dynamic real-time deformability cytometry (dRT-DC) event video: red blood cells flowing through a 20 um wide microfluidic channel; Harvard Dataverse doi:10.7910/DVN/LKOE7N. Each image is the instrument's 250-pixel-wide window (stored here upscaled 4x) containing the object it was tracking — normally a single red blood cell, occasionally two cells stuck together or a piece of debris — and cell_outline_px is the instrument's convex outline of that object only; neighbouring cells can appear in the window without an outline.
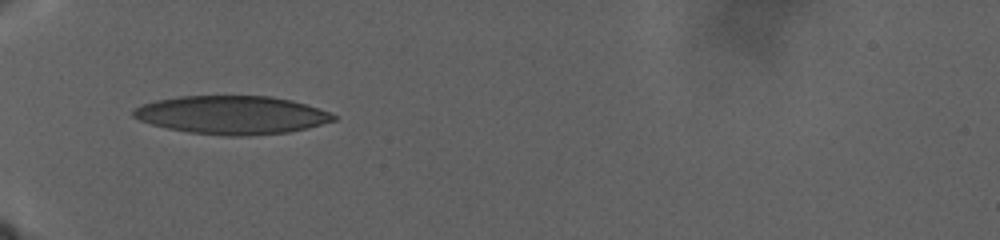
{"species": "human", "species_latin": "Homo sapiens", "temperature_condition": "warm", "stored_images_in_passage": 62, "camera_frame_rate_fps": 3000, "um_per_image_px": 0.085, "donor": {"sex": "male"}, "frame": {"image": 1, "passage_image": 1, "time_ms": 0.0, "image_size_px": [1000, 240], "cell_outline_px": [[340, 116], [336, 120], [308, 128], [288, 132], [248, 136], [224, 136], [188, 132], [168, 128], [152, 124], [140, 120], [132, 116], [132, 112], [136, 108], [144, 104], [156, 100], [180, 96], [272, 96], [292, 100]], "centroid_in_image_um": [19.73, 9.78], "position_along_channel_um": 65.3, "area_um2": 44.62}}
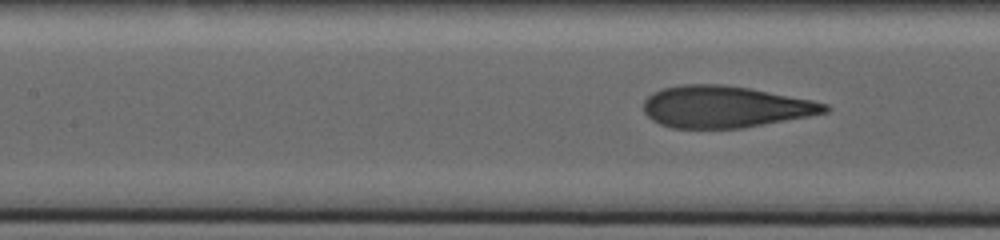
{"frame": {"image": 2, "passage_image": 26, "time_ms": 5.0, "image_size_px": [1000, 240], "cell_outline_px": [[832, 108], [828, 112], [808, 116], [744, 128], [672, 128], [660, 124], [652, 120], [644, 112], [644, 100], [652, 92], [660, 88], [680, 84], [724, 84], [748, 88], [812, 100], [828, 104]], "centroid_in_image_um": [61.61, 9.07], "position_along_channel_um": 145.8, "area_um2": 44.22}}
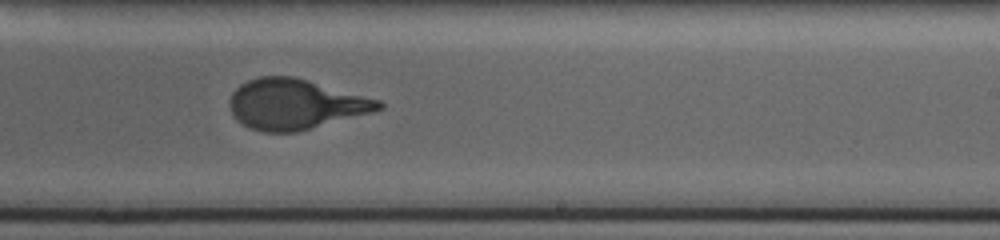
{"frame": {"image": 3, "passage_image": 61, "time_ms": 11.333, "image_size_px": [1000, 240], "cell_outline_px": [[384, 108], [372, 112], [296, 132], [264, 132], [248, 128], [236, 120], [232, 116], [228, 104], [228, 100], [232, 92], [240, 84], [248, 80], [260, 76], [292, 76], [308, 80], [380, 100], [384, 104]], "centroid_in_image_um": [25.04, 8.86], "position_along_channel_um": 264.0, "area_um2": 43.7}}